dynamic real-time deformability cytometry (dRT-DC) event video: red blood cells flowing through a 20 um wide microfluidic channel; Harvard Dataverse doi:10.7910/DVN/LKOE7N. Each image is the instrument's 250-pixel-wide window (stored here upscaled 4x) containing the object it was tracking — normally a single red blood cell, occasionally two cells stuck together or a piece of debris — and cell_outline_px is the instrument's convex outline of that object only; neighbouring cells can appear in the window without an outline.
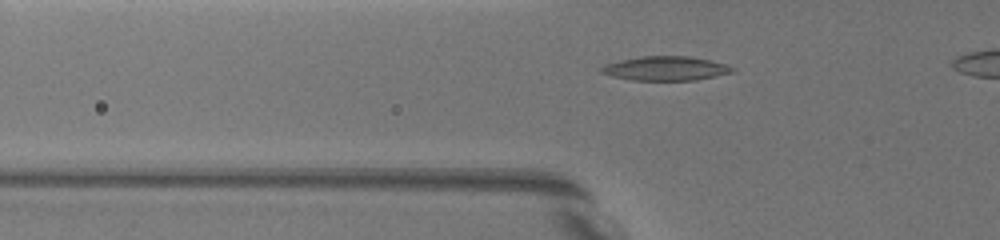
{"species": "common noctule bat (a hibernating species)", "species_latin": "Nyctalus noctula", "temperature_condition": "warm", "stored_images_in_passage": 22, "segment_of_instrument_passage": [1, 2], "camera_frame_rate_fps": 3000, "um_per_image_px": 0.085, "animal": {"sex": "female", "body_mass_g": 19.5, "forearm_length_mm": 54.1}, "frame": {"image": 1, "passage_image": 9, "time_ms": 4.0, "image_size_px": [1000, 240], "cell_outline_px": [[732, 72], [696, 80], [632, 80], [612, 76], [600, 72], [600, 68], [604, 64], [620, 60], [640, 56], [688, 56], [708, 60], [724, 64], [732, 68]], "centroid_in_image_um": [56.5, 5.81], "position_along_channel_um": 69.3, "area_um2": 18.21}}
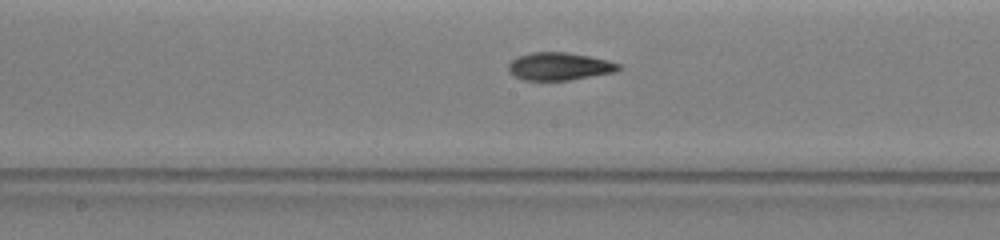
{"frame": {"image": 2, "passage_image": 16, "time_ms": 7.667, "image_size_px": [1000, 240], "cell_outline_px": [[620, 68], [612, 72], [568, 80], [524, 80], [508, 72], [508, 64], [516, 56], [532, 52], [568, 52], [608, 60], [620, 64]], "centroid_in_image_um": [47.49, 5.63], "position_along_channel_um": 200.7, "area_um2": 17.63}}
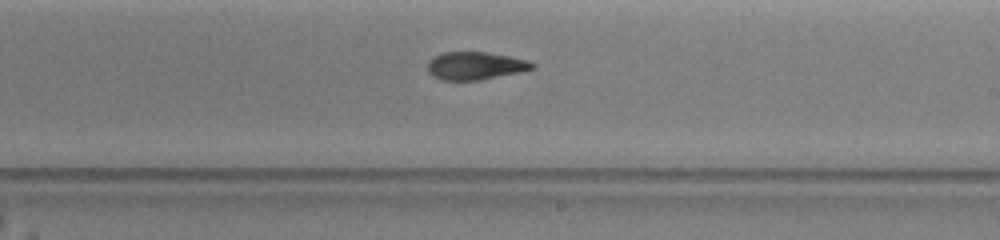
{"frame": {"image": 3, "passage_image": 19, "time_ms": 9.0, "image_size_px": [1000, 240], "cell_outline_px": [[536, 64], [532, 68], [516, 72], [480, 80], [440, 80], [428, 68], [428, 64], [436, 56], [444, 52], [488, 52], [508, 56], [524, 60]], "centroid_in_image_um": [40.39, 5.58], "position_along_channel_um": 248.6, "area_um2": 16.3}}